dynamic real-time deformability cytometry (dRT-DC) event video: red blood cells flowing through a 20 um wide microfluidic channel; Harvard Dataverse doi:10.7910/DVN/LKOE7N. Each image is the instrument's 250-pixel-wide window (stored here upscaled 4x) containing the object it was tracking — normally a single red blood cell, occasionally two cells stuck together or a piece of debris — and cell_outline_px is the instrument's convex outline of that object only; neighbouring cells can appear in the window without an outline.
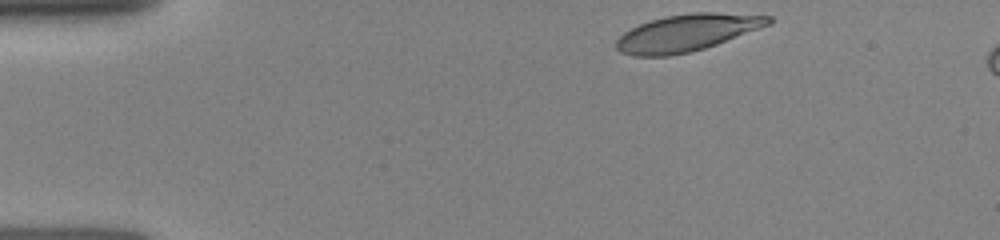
{"species": "human", "species_latin": "Homo sapiens", "temperature_condition": "room temperature", "stored_images_in_passage": 36, "segment_of_instrument_passage": [1, 2], "camera_frame_rate_fps": 3000, "um_per_image_px": 0.085, "donor": {"sex": "female"}, "frame": {"image": 1, "passage_image": 1, "time_ms": 0.0, "image_size_px": [1000, 240], "cell_outline_px": [[772, 24], [716, 44], [704, 48], [688, 52], [668, 56], [632, 56], [620, 52], [616, 48], [616, 40], [624, 32], [648, 20], [664, 16], [692, 12], [716, 12], [772, 16]], "centroid_in_image_um": [58.38, 2.77], "position_along_channel_um": 26.6, "area_um2": 32.77}}
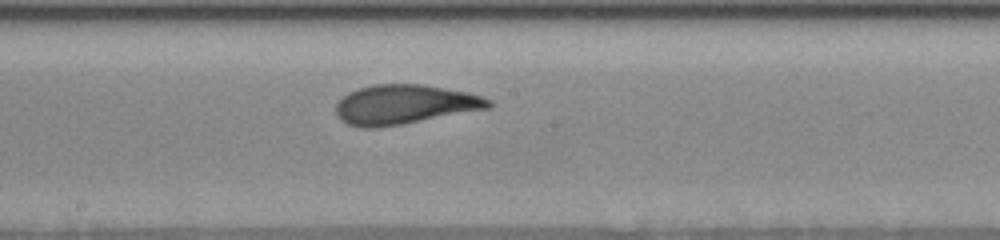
{"frame": {"image": 2, "passage_image": 18, "time_ms": 6.333, "image_size_px": [1000, 240], "cell_outline_px": [[492, 104], [488, 108], [400, 124], [376, 128], [360, 128], [348, 124], [340, 120], [336, 116], [336, 104], [348, 92], [360, 88], [376, 84], [420, 84], [468, 92], [492, 100]], "centroid_in_image_um": [34.34, 8.88], "position_along_channel_um": 213.9, "area_um2": 34.74}}
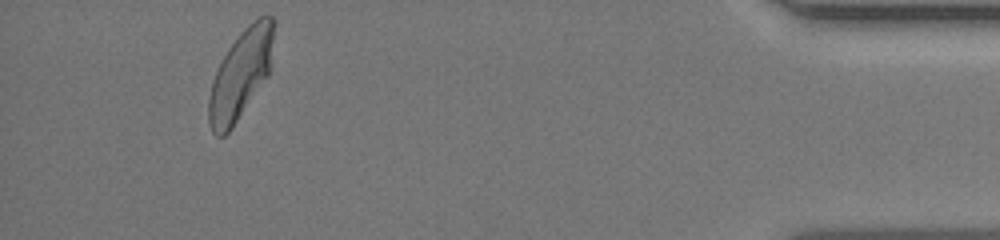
{"frame": {"image": 3, "passage_image": 31, "time_ms": 12.667, "image_size_px": [1000, 240], "cell_outline_px": [[272, 40], [268, 76], [232, 128], [224, 136], [216, 136], [212, 132], [208, 124], [208, 100], [212, 80], [228, 48], [244, 28], [248, 24], [260, 16], [272, 16]], "centroid_in_image_um": [20.4, 6.4], "position_along_channel_um": 414.8, "area_um2": 33.0}}